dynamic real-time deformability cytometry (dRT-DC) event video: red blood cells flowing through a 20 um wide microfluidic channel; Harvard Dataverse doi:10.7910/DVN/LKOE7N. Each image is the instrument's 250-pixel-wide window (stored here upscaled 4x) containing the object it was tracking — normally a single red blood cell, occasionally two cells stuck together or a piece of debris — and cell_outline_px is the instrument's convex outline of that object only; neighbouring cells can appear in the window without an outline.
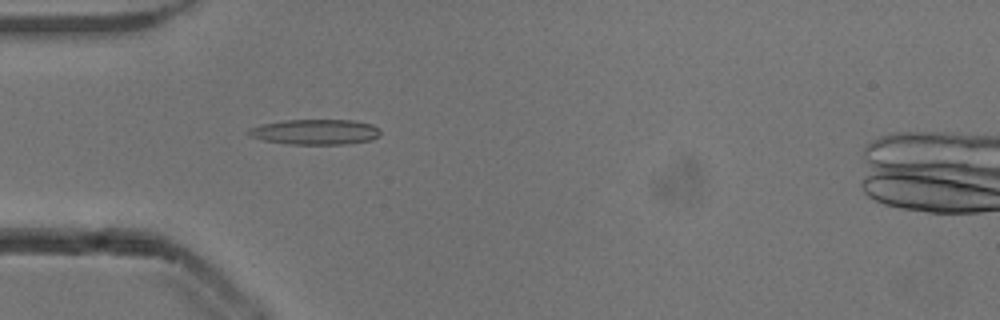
{"species": "common noctule bat (a hibernating species)", "species_latin": "Nyctalus noctula", "temperature_condition": "cold", "stored_images_in_passage": 44, "camera_frame_rate_fps": 3000, "um_per_image_px": 0.085, "animal": {"sex": "male", "body_mass_g": 13.3}, "frame": {"image": 1, "passage_image": 10, "time_ms": 3.0, "image_size_px": [1000, 320], "cell_outline_px": [[380, 136], [372, 140], [348, 144], [288, 144], [264, 140], [252, 136], [244, 132], [248, 128], [260, 124], [284, 120], [352, 120], [372, 124], [380, 128]], "centroid_in_image_um": [26.81, 11.21], "position_along_channel_um": 58.2, "area_um2": 19.65}}
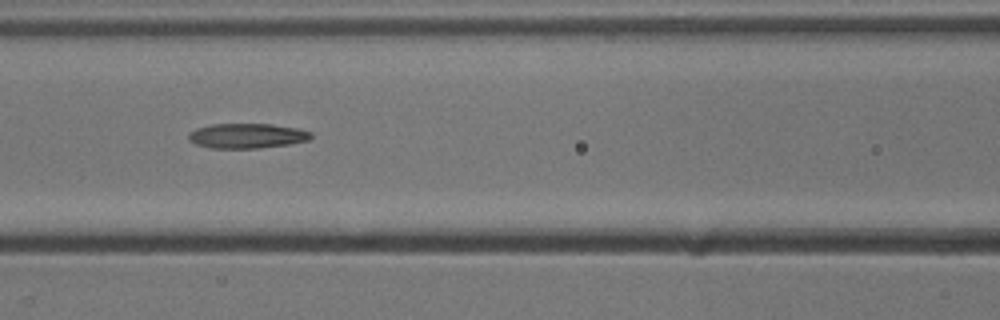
{"frame": {"image": 2, "passage_image": 17, "time_ms": 5.333, "image_size_px": [1000, 320], "cell_outline_px": [[312, 136], [308, 140], [288, 144], [260, 148], [208, 148], [196, 144], [188, 140], [188, 136], [196, 128], [212, 124], [272, 124], [296, 128], [312, 132]], "centroid_in_image_um": [20.98, 11.55], "position_along_channel_um": 145.6, "area_um2": 17.69}}
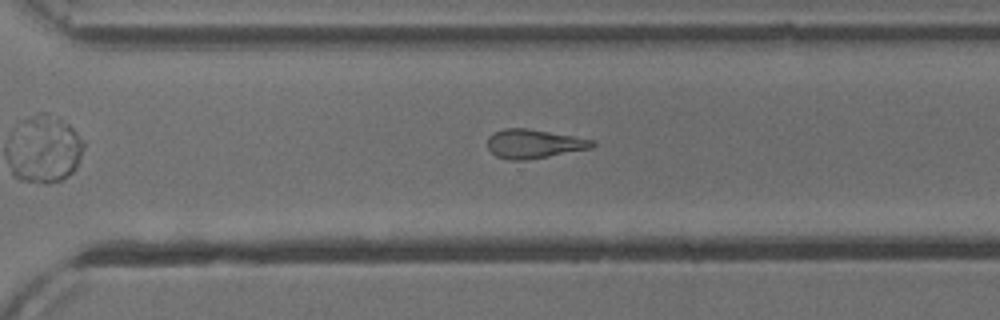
{"frame": {"image": 3, "passage_image": 31, "time_ms": 10.0, "image_size_px": [1000, 320], "cell_outline_px": [[596, 144], [592, 148], [548, 156], [524, 160], [512, 160], [496, 156], [488, 148], [488, 136], [504, 128], [528, 128], [572, 136], [592, 140]], "centroid_in_image_um": [45.36, 12.22], "position_along_channel_um": 325.2, "area_um2": 17.4}, "authors_computed_cell_mechanics": {"area_um2": 17.9469, "velocity_mm_per_s": 3.8513, "shape_relaxation_time_tau1_ms": 3.7962, "shape_relaxation_time_tau2_ms": 7.7239, "deformation_change_tau1": 0.1744, "deformation_change_tau2": 0.217}}